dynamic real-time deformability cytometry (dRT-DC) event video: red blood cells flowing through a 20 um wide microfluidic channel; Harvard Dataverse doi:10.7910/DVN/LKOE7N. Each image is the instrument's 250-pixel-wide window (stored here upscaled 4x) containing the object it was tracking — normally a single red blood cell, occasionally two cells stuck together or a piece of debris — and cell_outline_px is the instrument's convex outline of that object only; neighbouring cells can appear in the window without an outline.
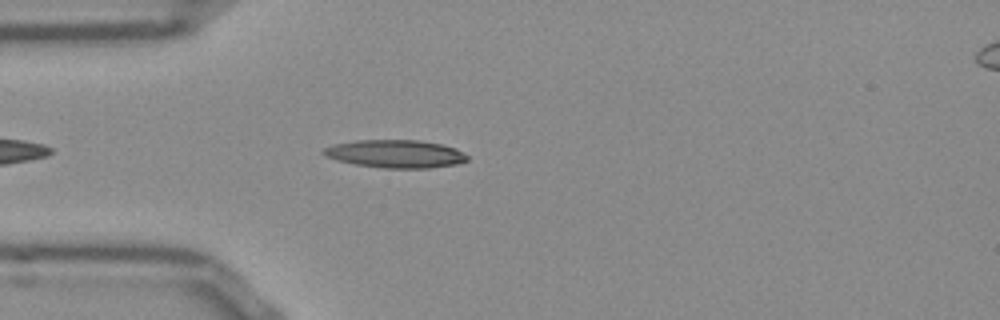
{"species": "Egyptian fruit bat (a non-hibernating species)", "species_latin": "Rousettus aegyptiacus", "temperature_condition": "room temperature", "stored_images_in_passage": 38, "camera_frame_rate_fps": 3000, "um_per_image_px": 0.085, "frame": {"image": 1, "passage_image": 4, "time_ms": 1.0, "image_size_px": [1000, 320], "cell_outline_px": [[468, 160], [456, 164], [428, 168], [384, 168], [356, 164], [336, 160], [324, 156], [320, 152], [324, 148], [332, 144], [356, 140], [420, 140], [440, 144], [456, 148], [468, 156]], "centroid_in_image_um": [33.58, 13.07], "position_along_channel_um": 51.4, "area_um2": 23.47}}
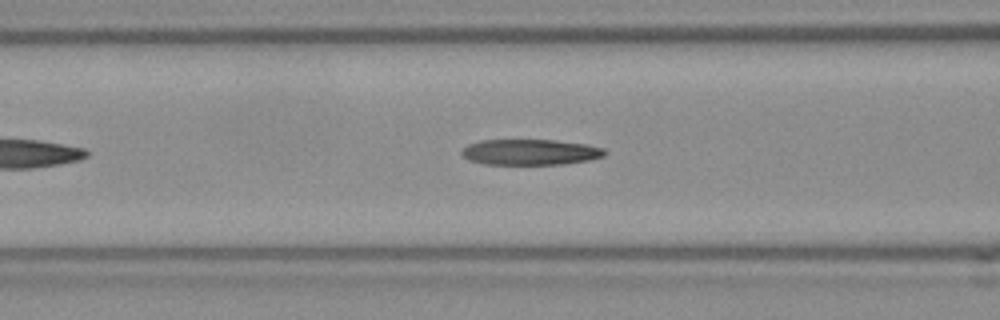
{"frame": {"image": 2, "passage_image": 10, "time_ms": 3.0, "image_size_px": [1000, 320], "cell_outline_px": [[608, 152], [604, 156], [588, 160], [564, 164], [484, 164], [468, 160], [460, 152], [468, 144], [480, 140], [556, 140], [588, 144], [604, 148]], "centroid_in_image_um": [45.1, 12.92], "position_along_channel_um": 121.5, "area_um2": 21.56}}
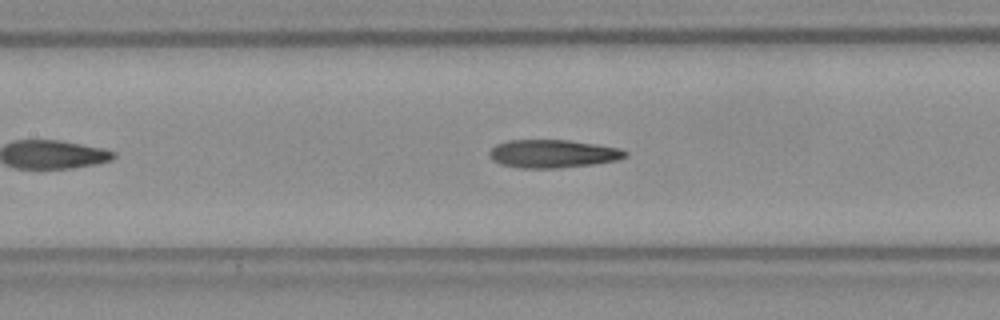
{"frame": {"image": 3, "passage_image": 13, "time_ms": 4.0, "image_size_px": [1000, 320], "cell_outline_px": [[628, 156], [620, 160], [592, 164], [560, 168], [520, 168], [500, 164], [492, 160], [488, 152], [496, 144], [508, 140], [568, 140], [596, 144], [620, 148], [628, 152]], "centroid_in_image_um": [47.01, 13.07], "position_along_channel_um": 160.4, "area_um2": 22.43}, "authors_computed_cell_mechanics": {"area_um2": 22.0218, "velocity_mm_per_s": 3.8468, "shape_relaxation_time_tau1_ms": 10.5144, "shape_relaxation_time_tau2_ms": 2.098, "deformation_change_tau1": 0.2953, "deformation_change_tau2": 0.1196}}